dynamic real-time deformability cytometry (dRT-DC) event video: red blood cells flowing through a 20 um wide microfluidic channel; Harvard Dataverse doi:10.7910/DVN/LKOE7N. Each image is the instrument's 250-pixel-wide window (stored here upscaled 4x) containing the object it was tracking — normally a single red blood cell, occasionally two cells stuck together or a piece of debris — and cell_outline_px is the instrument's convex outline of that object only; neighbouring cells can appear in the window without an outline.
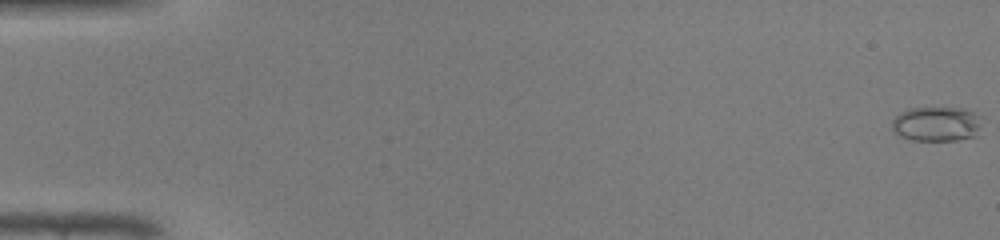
{"species": "common noctule bat (a hibernating species)", "species_latin": "Nyctalus noctula", "temperature_condition": "warm", "stored_images_in_passage": 27, "camera_frame_rate_fps": 3000, "um_per_image_px": 0.085, "animal": {"sex": "male", "body_mass_g": 19.0, "forearm_length_mm": 50.8}, "frame": {"image": 1, "passage_image": 1, "time_ms": 0.0, "image_size_px": [1000, 240], "cell_outline_px": [[984, 116], [976, 136], [956, 140], [912, 140], [900, 136], [892, 128], [892, 120], [900, 112], [908, 108], [964, 108]], "centroid_in_image_um": [79.65, 10.52], "position_along_channel_um": 5.3, "area_um2": 18.38}}
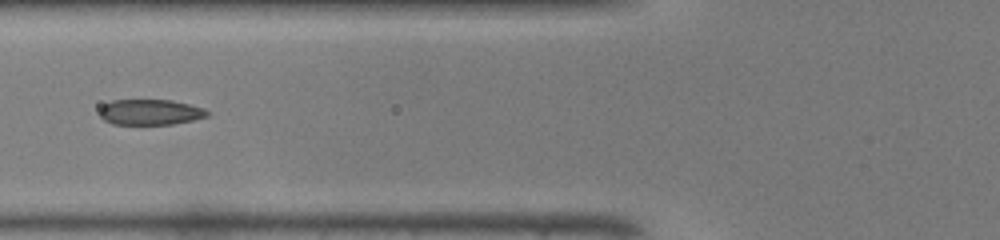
{"frame": {"image": 2, "passage_image": 20, "time_ms": 6.333, "image_size_px": [1000, 240], "cell_outline_px": [[208, 116], [192, 120], [172, 124], [112, 124], [104, 120], [100, 116], [100, 108], [104, 104], [112, 100], [172, 100], [204, 108], [208, 112]], "centroid_in_image_um": [12.75, 9.53], "position_along_channel_um": 113.1, "area_um2": 15.95}}
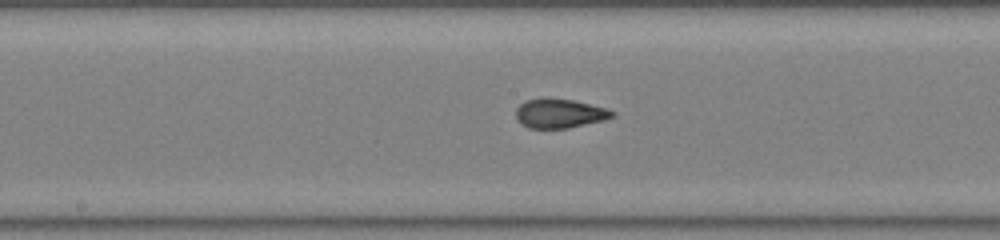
{"frame": {"image": 3, "passage_image": 26, "time_ms": 8.333, "image_size_px": [1000, 240], "cell_outline_px": [[616, 116], [604, 120], [568, 128], [528, 128], [520, 124], [516, 120], [516, 108], [524, 100], [540, 96], [548, 96], [572, 100], [608, 108], [616, 112]], "centroid_in_image_um": [47.53, 9.61], "position_along_channel_um": 200.7, "area_um2": 16.99}}